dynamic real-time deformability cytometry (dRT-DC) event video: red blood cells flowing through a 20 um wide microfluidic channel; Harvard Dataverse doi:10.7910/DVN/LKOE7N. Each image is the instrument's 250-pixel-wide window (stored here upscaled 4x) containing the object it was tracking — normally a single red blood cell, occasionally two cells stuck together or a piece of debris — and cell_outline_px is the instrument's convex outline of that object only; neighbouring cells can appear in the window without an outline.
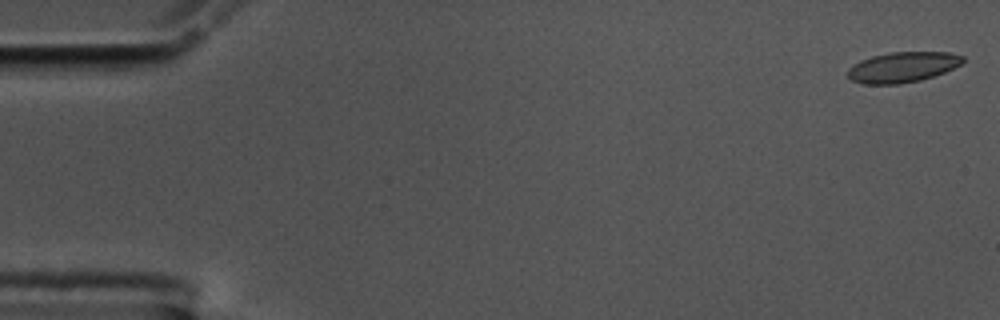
{"species": "common noctule bat (a hibernating species)", "species_latin": "Nyctalus noctula", "temperature_condition": "cold", "stored_images_in_passage": 56, "camera_frame_rate_fps": 3000, "um_per_image_px": 0.085, "animal": {"sex": "male", "body_mass_g": 17.5, "forearm_length_mm": 52.3}, "frame": {"image": 1, "passage_image": 1, "time_ms": 0.0, "image_size_px": [1000, 320], "cell_outline_px": [[964, 60], [960, 64], [944, 72], [920, 80], [900, 84], [864, 84], [852, 80], [848, 76], [848, 68], [860, 60], [872, 56], [888, 52], [948, 52], [964, 56]], "centroid_in_image_um": [76.7, 5.7], "position_along_channel_um": 8.3, "area_um2": 20.29}}
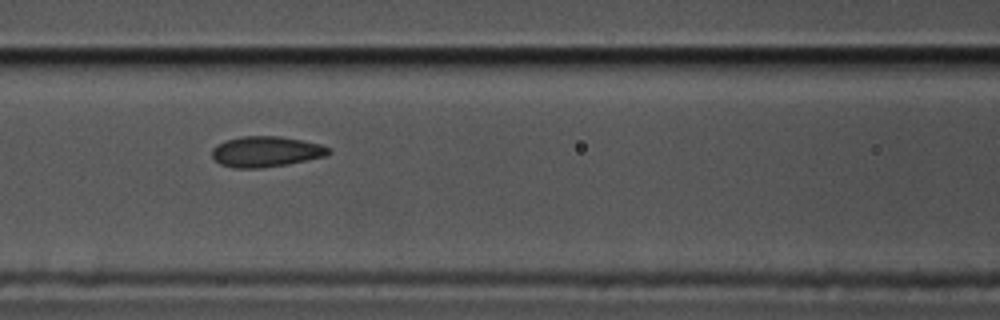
{"frame": {"image": 2, "passage_image": 24, "time_ms": 7.667, "image_size_px": [1000, 320], "cell_outline_px": [[332, 152], [324, 156], [288, 164], [260, 168], [232, 168], [220, 164], [212, 156], [212, 148], [228, 140], [240, 136], [280, 136], [320, 144], [332, 148]], "centroid_in_image_um": [22.62, 12.89], "position_along_channel_um": 144.0, "area_um2": 20.69}}
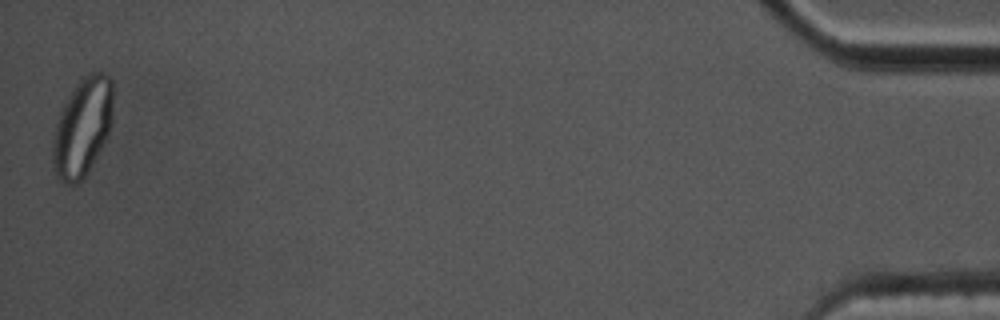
{"frame": {"image": 3, "passage_image": 56, "time_ms": 18.333, "image_size_px": [1000, 320], "cell_outline_px": [[112, 120], [108, 132], [96, 156], [84, 176], [76, 184], [68, 184], [60, 180], [56, 176], [52, 168], [52, 140], [56, 124], [60, 112], [68, 96], [76, 84], [88, 72], [104, 72], [112, 80]], "centroid_in_image_um": [6.98, 10.79], "position_along_channel_um": 428.2, "area_um2": 34.28}, "authors_computed_cell_mechanics": {"area_um2": 20.9236, "velocity_mm_per_s": 3.5422, "shape_relaxation_time_tau1_ms": null, "shape_relaxation_time_tau2_ms": 1.0329, "deformation_change_tau1": null, "deformation_change_tau2": 0.0689}}